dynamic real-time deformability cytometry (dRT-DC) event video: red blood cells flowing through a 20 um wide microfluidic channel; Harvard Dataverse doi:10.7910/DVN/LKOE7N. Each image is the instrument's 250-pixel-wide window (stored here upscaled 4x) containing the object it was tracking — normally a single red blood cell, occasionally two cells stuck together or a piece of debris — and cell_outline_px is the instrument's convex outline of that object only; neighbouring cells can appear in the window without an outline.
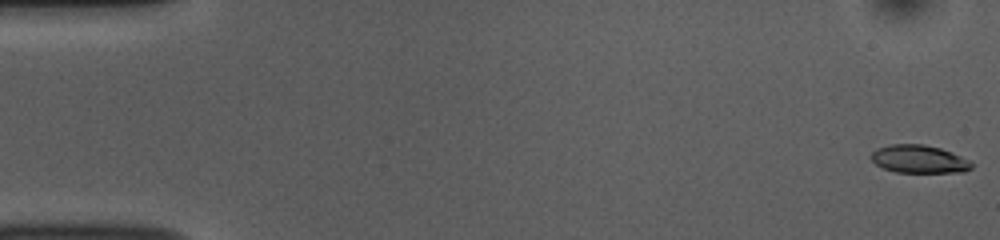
{"species": "common noctule bat (a hibernating species)", "species_latin": "Nyctalus noctula", "temperature_condition": "room temperature", "stored_images_in_passage": 53, "camera_frame_rate_fps": 3000, "um_per_image_px": 0.085, "animal": {"sex": "female", "body_mass_g": 10.0, "forearm_length_mm": 53.1}, "frame": {"image": 1, "passage_image": 1, "time_ms": 0.0, "image_size_px": [1000, 240], "cell_outline_px": [[972, 168], [964, 172], [896, 172], [884, 168], [876, 164], [868, 156], [876, 148], [892, 144], [924, 144], [940, 148], [960, 156], [968, 160], [972, 164]], "centroid_in_image_um": [78.08, 13.52], "position_along_channel_um": 6.9, "area_um2": 16.3}}
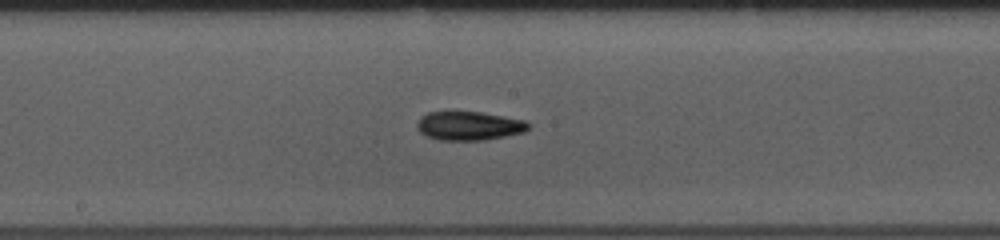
{"frame": {"image": 2, "passage_image": 28, "time_ms": 9.0, "image_size_px": [1000, 240], "cell_outline_px": [[532, 124], [524, 132], [484, 140], [440, 140], [428, 136], [420, 132], [416, 128], [416, 124], [420, 116], [428, 112], [452, 108], [480, 112], [504, 116], [524, 120]], "centroid_in_image_um": [39.81, 10.64], "position_along_channel_um": 208.4, "area_um2": 19.42}}
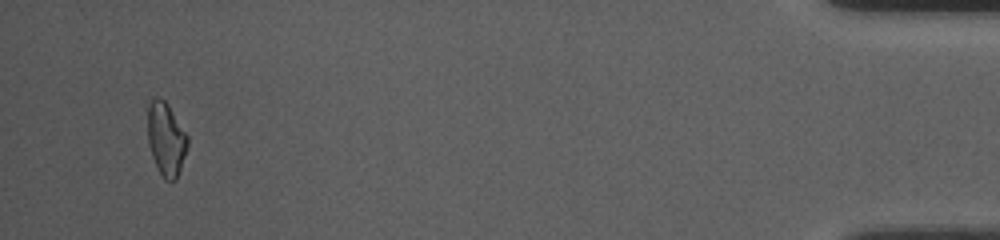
{"frame": {"image": 3, "passage_image": 51, "time_ms": 16.667, "image_size_px": [1000, 240], "cell_outline_px": [[188, 144], [176, 180], [164, 180], [152, 156], [148, 140], [148, 104], [156, 96], [160, 96], [168, 104], [188, 136]], "centroid_in_image_um": [14.11, 11.78], "position_along_channel_um": 421.1, "area_um2": 16.82}, "authors_computed_cell_mechanics": {"area_um2": 17.3978, "velocity_mm_per_s": 3.7824, "shape_relaxation_time_tau1_ms": 5.1467, "shape_relaxation_time_tau2_ms": 4.6775, "deformation_change_tau1": 0.1414, "deformation_change_tau2": 0.1255}}